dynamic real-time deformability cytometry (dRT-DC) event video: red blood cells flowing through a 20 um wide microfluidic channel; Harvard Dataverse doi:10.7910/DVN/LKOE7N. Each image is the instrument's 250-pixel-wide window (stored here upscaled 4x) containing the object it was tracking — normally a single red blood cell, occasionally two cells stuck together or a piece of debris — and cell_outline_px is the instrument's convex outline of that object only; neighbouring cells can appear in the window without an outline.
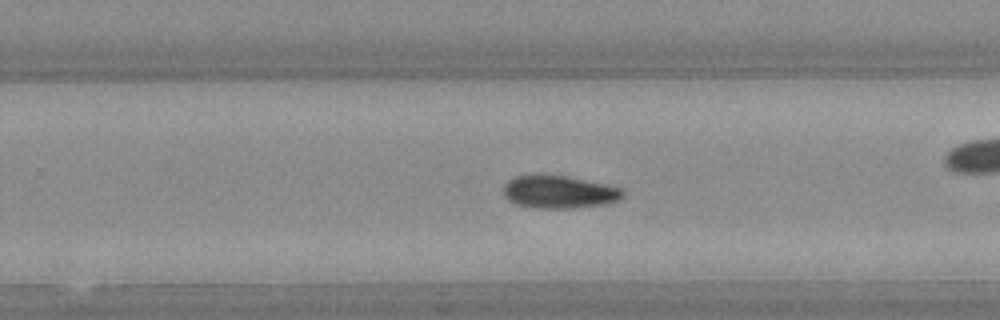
{"species": "Egyptian fruit bat (a non-hibernating species)", "species_latin": "Rousettus aegyptiacus", "temperature_condition": "warm", "stored_images_in_passage": 33, "camera_frame_rate_fps": 3000, "um_per_image_px": 0.085, "animal": {"sex": "female"}, "frame": {"image": 1, "passage_image": 19, "time_ms": 6.0, "image_size_px": [1000, 320], "cell_outline_px": [[624, 196], [620, 200], [604, 204], [568, 208], [536, 208], [516, 204], [508, 200], [504, 196], [504, 184], [508, 180], [516, 176], [536, 172], [544, 172], [604, 184], [620, 188], [624, 192]], "centroid_in_image_um": [47.45, 16.28], "position_along_channel_um": 282.3, "area_um2": 23.12}}
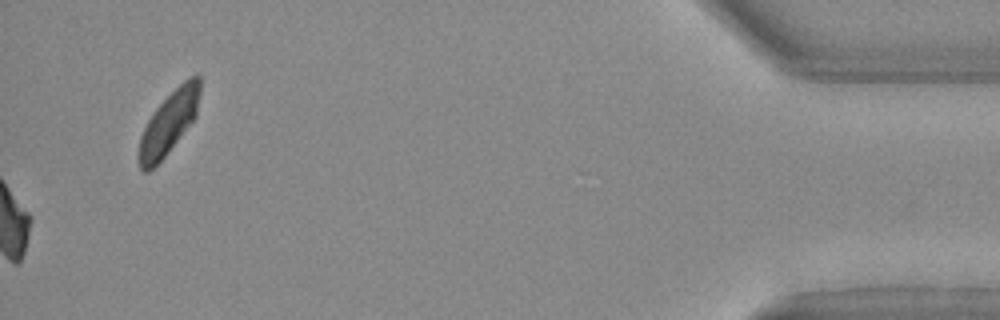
{"frame": {"image": 2, "passage_image": 33, "time_ms": 10.667, "image_size_px": [1000, 320], "cell_outline_px": [[200, 92], [196, 116], [164, 156], [148, 172], [144, 172], [140, 168], [136, 160], [136, 156], [140, 136], [148, 120], [156, 108], [184, 80], [196, 72], [200, 76]], "centroid_in_image_um": [14.32, 10.44], "position_along_channel_um": 420.9, "area_um2": 22.08}}